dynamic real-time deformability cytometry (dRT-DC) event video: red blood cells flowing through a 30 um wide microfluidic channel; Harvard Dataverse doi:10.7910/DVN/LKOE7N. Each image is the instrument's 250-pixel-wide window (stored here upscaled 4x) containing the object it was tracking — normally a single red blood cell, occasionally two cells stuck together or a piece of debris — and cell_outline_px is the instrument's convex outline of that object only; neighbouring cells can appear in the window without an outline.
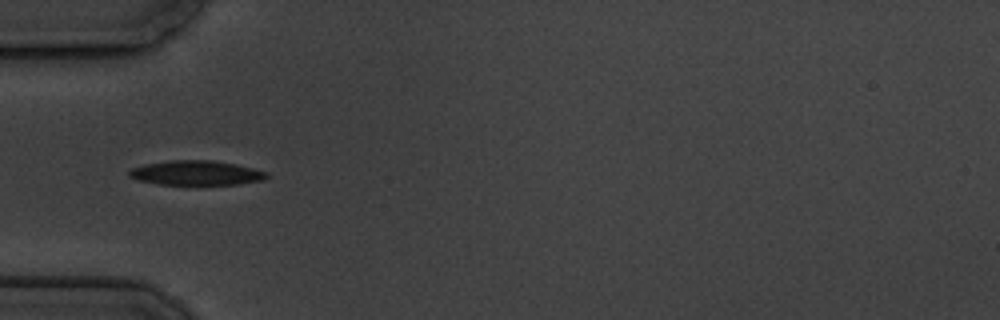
{"species": "common noctule bat (a hibernating species)", "species_latin": "Nyctalus noctula", "temperature_condition": "cold", "stored_images_in_passage": 6, "camera_frame_rate_fps": 3000, "um_per_image_px": 0.085, "animal": {"sex": "male", "body_mass_g": 19.5, "forearm_length_mm": 54.6}, "frame": {"image": 1, "passage_image": 3, "time_ms": 2.333, "image_size_px": [1000, 320], "cell_outline_px": [[268, 176], [264, 180], [236, 184], [156, 184], [136, 180], [128, 176], [128, 172], [132, 168], [144, 164], [168, 160], [212, 160], [236, 164], [268, 172]], "centroid_in_image_um": [16.64, 14.69], "position_along_channel_um": 68.4, "area_um2": 19.71}}
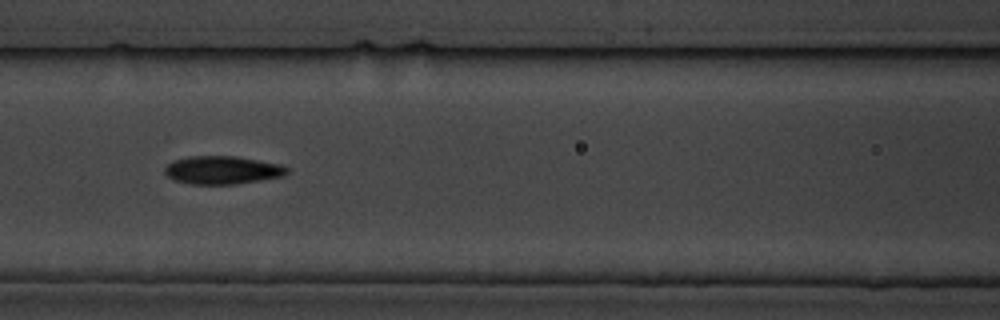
{"frame": {"image": 2, "passage_image": 5, "time_ms": 4.667, "image_size_px": [1000, 320], "cell_outline_px": [[288, 172], [284, 176], [236, 184], [192, 184], [172, 180], [164, 172], [164, 168], [172, 160], [188, 156], [236, 156], [280, 164], [288, 168]], "centroid_in_image_um": [18.87, 14.45], "position_along_channel_um": 147.7, "area_um2": 20.11}}
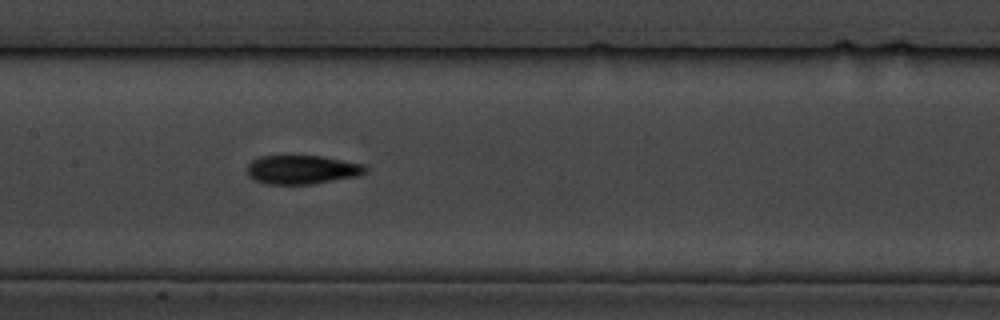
{"frame": {"image": 3, "passage_image": 6, "time_ms": 5.667, "image_size_px": [1000, 320], "cell_outline_px": [[368, 172], [356, 176], [312, 184], [264, 184], [252, 180], [248, 176], [248, 164], [252, 160], [260, 156], [320, 156], [364, 164], [368, 168]], "centroid_in_image_um": [25.65, 14.42], "position_along_channel_um": 181.7, "area_um2": 19.94}}